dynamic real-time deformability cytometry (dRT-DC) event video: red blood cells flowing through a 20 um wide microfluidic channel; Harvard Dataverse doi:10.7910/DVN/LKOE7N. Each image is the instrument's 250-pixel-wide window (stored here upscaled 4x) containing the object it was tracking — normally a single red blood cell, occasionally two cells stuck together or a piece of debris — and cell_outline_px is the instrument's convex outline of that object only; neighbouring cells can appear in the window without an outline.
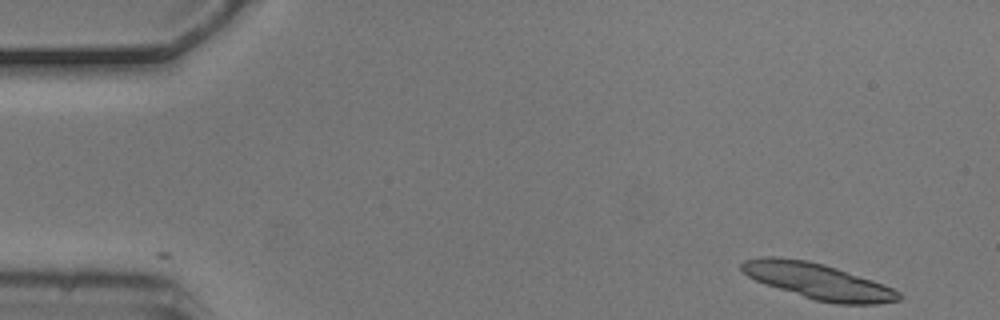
{"species": "common noctule bat (a hibernating species)", "species_latin": "Nyctalus noctula", "temperature_condition": "cold", "stored_images_in_passage": 5, "camera_frame_rate_fps": 3000, "um_per_image_px": 0.085, "animal": {"sex": "male", "body_mass_g": 20.5, "forearm_length_mm": 52.5}, "frame": {"image": 1, "passage_image": 1, "time_ms": 0.0, "image_size_px": [1000, 320], "cell_outline_px": [[904, 296], [900, 300], [876, 304], [836, 304], [816, 300], [756, 280], [748, 276], [740, 268], [740, 264], [744, 260], [760, 256], [780, 256], [808, 260], [824, 264], [884, 284], [900, 292]], "centroid_in_image_um": [69.55, 23.88], "position_along_channel_um": 15.5, "area_um2": 32.54}}